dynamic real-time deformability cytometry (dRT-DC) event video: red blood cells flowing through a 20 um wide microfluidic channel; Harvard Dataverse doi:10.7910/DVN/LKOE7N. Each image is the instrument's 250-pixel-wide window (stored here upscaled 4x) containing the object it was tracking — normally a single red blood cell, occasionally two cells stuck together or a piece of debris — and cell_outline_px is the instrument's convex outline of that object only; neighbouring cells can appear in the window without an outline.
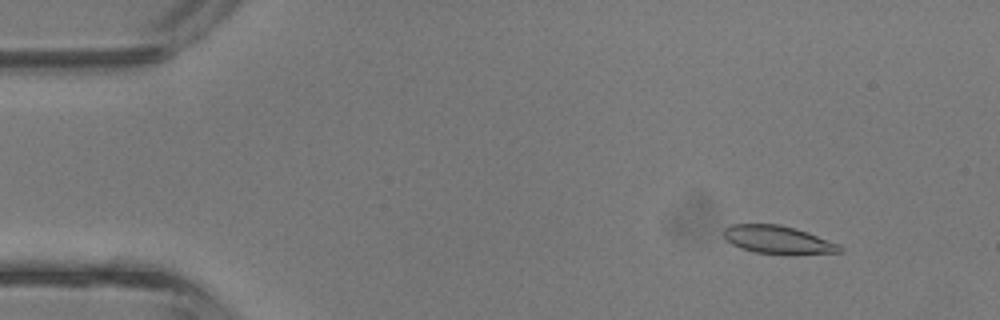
{"species": "common noctule bat (a hibernating species)", "species_latin": "Nyctalus noctula", "temperature_condition": "room temperature", "stored_images_in_passage": 41, "camera_frame_rate_fps": 3000, "um_per_image_px": 0.085, "animal": {"sex": "male", "body_mass_g": 13.3}, "frame": {"image": 1, "passage_image": 4, "time_ms": 1.0, "image_size_px": [1000, 320], "cell_outline_px": [[844, 252], [756, 252], [740, 248], [732, 244], [724, 236], [724, 228], [732, 224], [780, 224], [796, 228], [808, 232], [840, 244], [844, 248]], "centroid_in_image_um": [66.11, 20.33], "position_along_channel_um": 18.9, "area_um2": 18.26}}
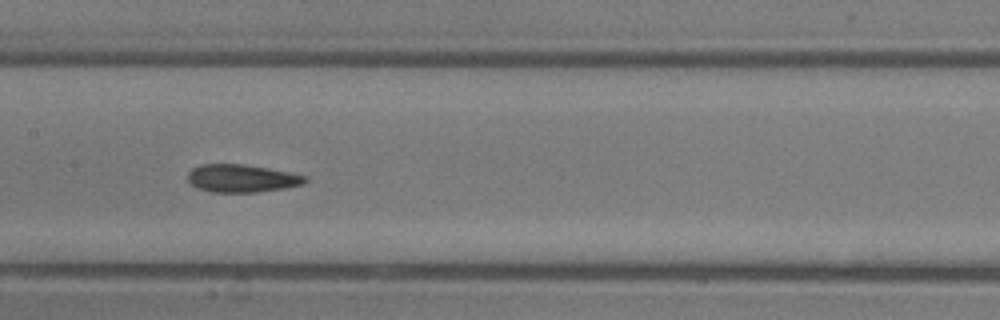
{"frame": {"image": 2, "passage_image": 20, "time_ms": 6.333, "image_size_px": [1000, 320], "cell_outline_px": [[308, 180], [300, 184], [284, 188], [256, 192], [212, 192], [196, 188], [188, 180], [188, 172], [192, 168], [200, 164], [244, 164], [268, 168], [308, 176]], "centroid_in_image_um": [20.52, 15.15], "position_along_channel_um": 186.9, "area_um2": 18.96}}
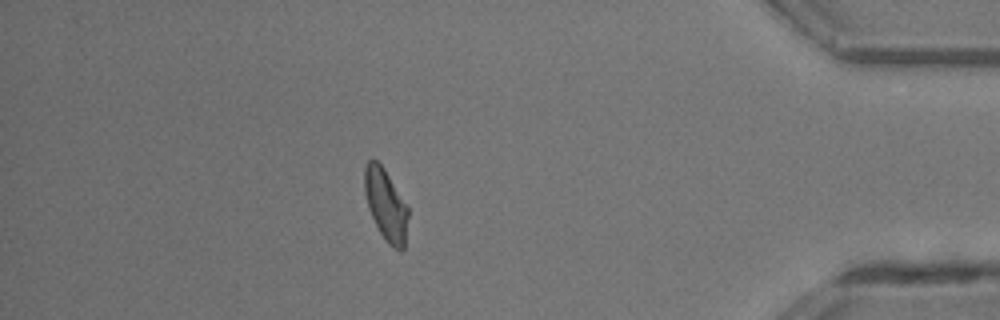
{"frame": {"image": 3, "passage_image": 36, "time_ms": 11.667, "image_size_px": [1000, 320], "cell_outline_px": [[408, 216], [404, 248], [400, 252], [388, 244], [384, 240], [368, 208], [364, 192], [364, 168], [368, 160], [372, 156], [384, 168], [408, 204]], "centroid_in_image_um": [32.8, 17.38], "position_along_channel_um": 402.4, "area_um2": 18.5}, "authors_computed_cell_mechanics": {"area_um2": 18.9584, "velocity_mm_per_s": 4.8987, "shape_relaxation_time_tau1_ms": 3.8821, "shape_relaxation_time_tau2_ms": 2.1945, "deformation_change_tau1": 0.1479, "deformation_change_tau2": 0.0975}}